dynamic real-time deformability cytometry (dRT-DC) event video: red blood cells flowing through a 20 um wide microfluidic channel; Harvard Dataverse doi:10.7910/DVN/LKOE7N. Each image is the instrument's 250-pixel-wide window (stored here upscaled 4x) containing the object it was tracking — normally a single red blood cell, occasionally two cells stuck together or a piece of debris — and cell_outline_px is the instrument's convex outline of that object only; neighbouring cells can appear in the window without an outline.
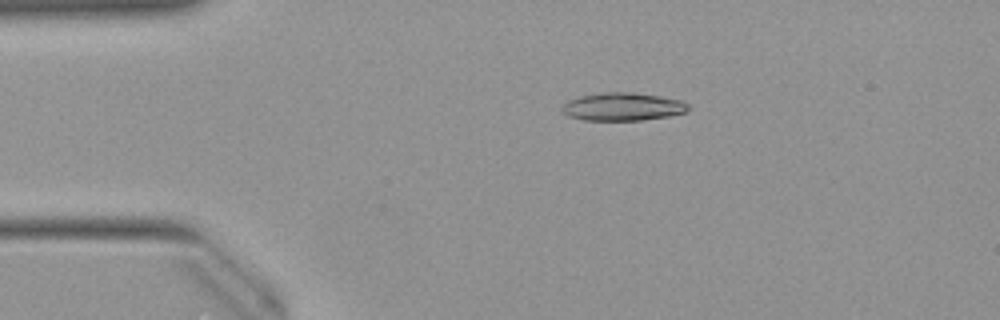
{"species": "Egyptian fruit bat (a non-hibernating species)", "species_latin": "Rousettus aegyptiacus", "temperature_condition": "warm", "stored_images_in_passage": 51, "camera_frame_rate_fps": 3000, "um_per_image_px": 0.085, "animal": {"sex": "female"}, "frame": {"image": 1, "passage_image": 10, "time_ms": 3.0, "image_size_px": [1000, 320], "cell_outline_px": [[688, 108], [684, 112], [668, 116], [640, 120], [584, 120], [568, 116], [560, 108], [568, 100], [580, 96], [604, 92], [632, 92], [660, 96], [680, 100], [688, 104]], "centroid_in_image_um": [52.9, 9.06], "position_along_channel_um": 32.1, "area_um2": 20.4}}
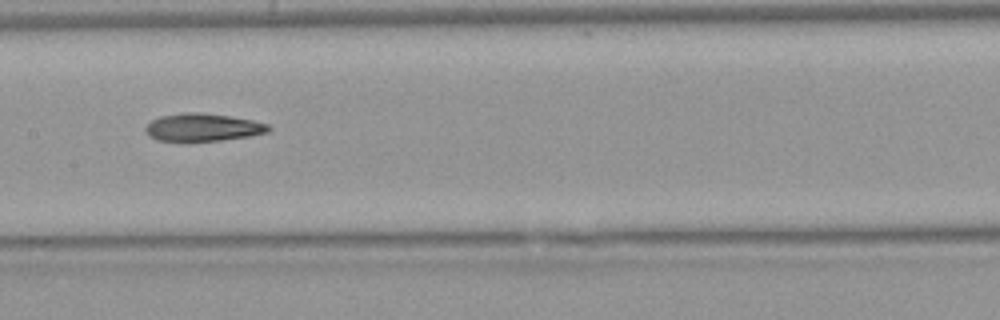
{"frame": {"image": 2, "passage_image": 25, "time_ms": 8.0, "image_size_px": [1000, 320], "cell_outline_px": [[272, 128], [268, 132], [252, 136], [188, 144], [156, 140], [148, 136], [144, 132], [144, 128], [152, 120], [160, 116], [188, 112], [200, 112], [228, 116], [252, 120], [268, 124]], "centroid_in_image_um": [17.18, 10.87], "position_along_channel_um": 190.2, "area_um2": 20.63}}
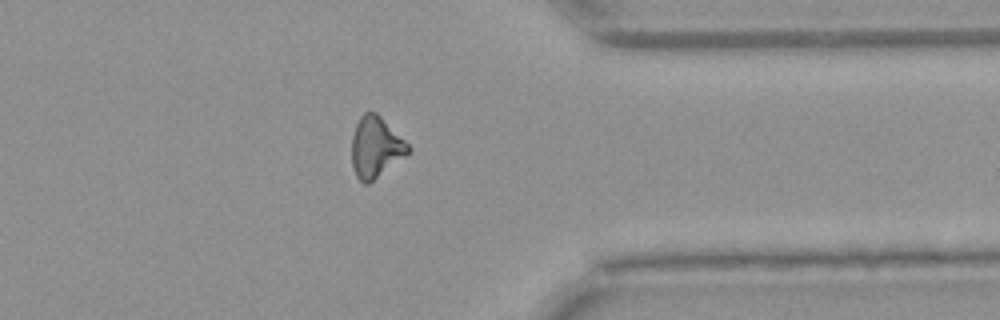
{"frame": {"image": 3, "passage_image": 40, "time_ms": 13.0, "image_size_px": [1000, 320], "cell_outline_px": [[412, 148], [408, 152], [368, 184], [364, 184], [356, 176], [352, 168], [352, 136], [356, 124], [360, 116], [364, 112], [376, 112]], "centroid_in_image_um": [31.89, 12.5], "position_along_channel_um": 379.5, "area_um2": 19.54}, "authors_computed_cell_mechanics": {"area_um2": 20.2878, "velocity_mm_per_s": 3.9988, "shape_relaxation_time_tau1_ms": 8.0743, "shape_relaxation_time_tau2_ms": 6.5819, "deformation_change_tau1": 0.2131, "deformation_change_tau2": 0.1934}}